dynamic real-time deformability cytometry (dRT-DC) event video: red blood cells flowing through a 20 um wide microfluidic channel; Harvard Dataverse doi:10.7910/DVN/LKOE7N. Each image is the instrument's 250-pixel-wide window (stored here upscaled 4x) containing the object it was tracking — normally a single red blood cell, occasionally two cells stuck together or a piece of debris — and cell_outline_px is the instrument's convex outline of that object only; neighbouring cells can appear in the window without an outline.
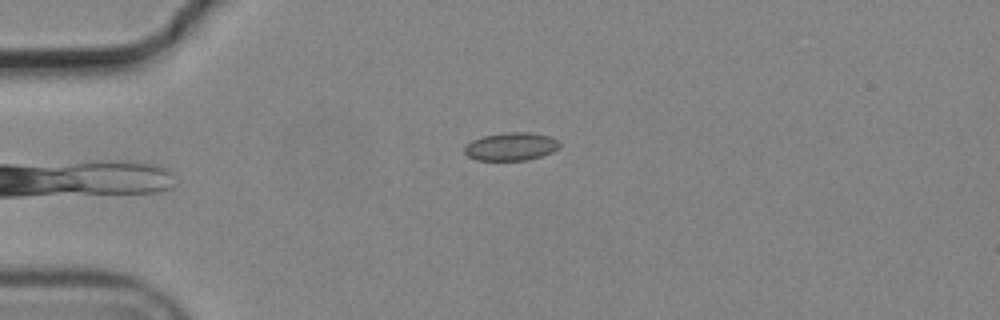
{"species": "common noctule bat (a hibernating species)", "species_latin": "Nyctalus noctula", "temperature_condition": "cold", "stored_images_in_passage": 5, "camera_frame_rate_fps": 3000, "um_per_image_px": 0.085, "animal": {"sex": "male", "body_mass_g": 19.2, "forearm_length_mm": 51.8}, "frame": {"image": 1, "passage_image": 5, "time_ms": 1.333, "image_size_px": [1000, 320], "cell_outline_px": [[560, 148], [552, 152], [528, 160], [476, 160], [468, 156], [464, 152], [464, 148], [472, 140], [484, 136], [504, 132], [532, 132], [552, 136], [560, 144]], "centroid_in_image_um": [43.46, 12.45], "position_along_channel_um": 41.5, "area_um2": 15.61}}